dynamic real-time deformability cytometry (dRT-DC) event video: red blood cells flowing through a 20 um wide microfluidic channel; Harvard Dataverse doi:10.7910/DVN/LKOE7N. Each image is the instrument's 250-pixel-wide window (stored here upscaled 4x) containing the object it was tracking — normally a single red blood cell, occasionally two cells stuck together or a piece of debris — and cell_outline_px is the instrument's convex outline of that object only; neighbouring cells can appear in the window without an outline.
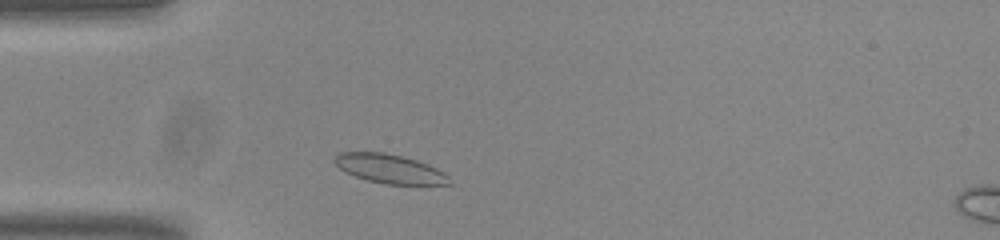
{"species": "common noctule bat (a hibernating species)", "species_latin": "Nyctalus noctula", "temperature_condition": "room temperature", "stored_images_in_passage": 23, "camera_frame_rate_fps": 3000, "um_per_image_px": 0.085, "animal": {"sex": "male", "body_mass_g": 20.0, "forearm_length_mm": 53.3}, "frame": {"image": 1, "passage_image": 1, "time_ms": 0.0, "image_size_px": [1000, 240], "cell_outline_px": [[452, 184], [384, 184], [368, 180], [356, 176], [340, 168], [332, 160], [340, 152], [384, 152], [416, 160], [428, 164], [444, 172], [448, 176]], "centroid_in_image_um": [33.13, 14.34], "position_along_channel_um": 51.9, "area_um2": 19.13}}
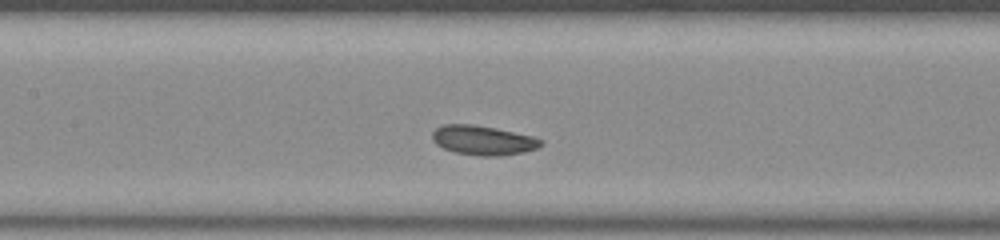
{"frame": {"image": 2, "passage_image": 11, "time_ms": 3.333, "image_size_px": [1000, 240], "cell_outline_px": [[544, 144], [540, 148], [524, 152], [500, 156], [480, 156], [456, 152], [444, 148], [436, 144], [432, 140], [432, 132], [436, 128], [444, 124], [472, 124], [496, 128], [532, 136], [544, 140]], "centroid_in_image_um": [41.1, 11.92], "position_along_channel_um": 166.3, "area_um2": 18.79}}
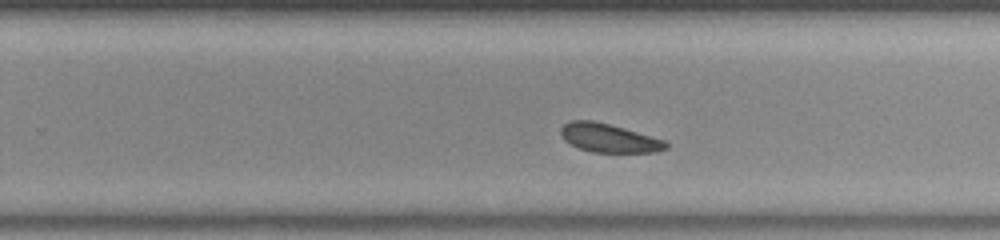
{"frame": {"image": 3, "passage_image": 20, "time_ms": 6.333, "image_size_px": [1000, 240], "cell_outline_px": [[668, 148], [656, 152], [592, 152], [580, 148], [564, 140], [560, 132], [560, 128], [564, 124], [572, 120], [592, 120], [624, 128], [664, 140], [668, 144]], "centroid_in_image_um": [51.75, 11.73], "position_along_channel_um": 278.1, "area_um2": 17.34}}